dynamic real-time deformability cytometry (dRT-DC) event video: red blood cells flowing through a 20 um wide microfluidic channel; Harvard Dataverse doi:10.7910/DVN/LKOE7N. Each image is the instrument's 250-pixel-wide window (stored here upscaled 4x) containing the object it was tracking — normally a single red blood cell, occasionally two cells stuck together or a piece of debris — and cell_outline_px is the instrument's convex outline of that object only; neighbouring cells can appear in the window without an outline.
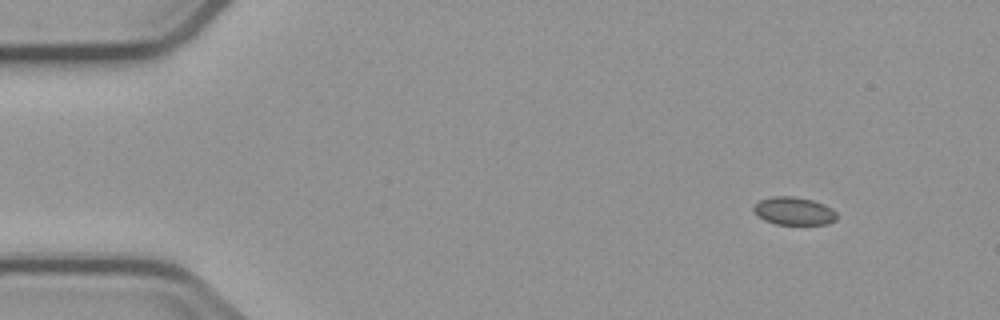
{"species": "common noctule bat (a hibernating species)", "species_latin": "Nyctalus noctula", "temperature_condition": "cold", "stored_images_in_passage": 4, "camera_frame_rate_fps": 3000, "um_per_image_px": 0.085, "animal": {"sex": "male", "body_mass_g": 23.1, "forearm_length_mm": 52.7}, "frame": {"image": 1, "passage_image": 1, "time_ms": 0.0, "image_size_px": [1000, 320], "cell_outline_px": [[836, 220], [828, 224], [776, 224], [764, 220], [756, 216], [752, 208], [752, 204], [760, 200], [772, 196], [796, 196], [812, 200], [824, 204], [832, 208], [836, 212]], "centroid_in_image_um": [67.44, 17.93], "position_along_channel_um": 17.6, "area_um2": 13.76}}
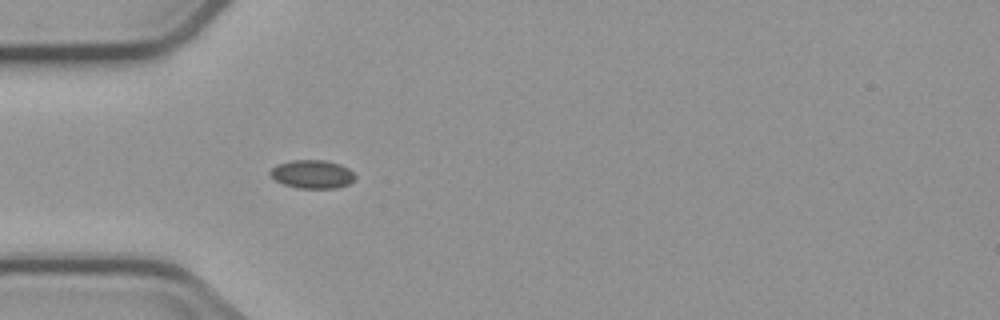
{"frame": {"image": 2, "passage_image": 4, "time_ms": 3.667, "image_size_px": [1000, 320], "cell_outline_px": [[356, 176], [348, 184], [336, 188], [296, 188], [284, 184], [276, 180], [268, 172], [276, 164], [292, 160], [324, 160], [340, 164], [348, 168]], "centroid_in_image_um": [26.52, 14.8], "position_along_channel_um": 58.5, "area_um2": 13.99}}